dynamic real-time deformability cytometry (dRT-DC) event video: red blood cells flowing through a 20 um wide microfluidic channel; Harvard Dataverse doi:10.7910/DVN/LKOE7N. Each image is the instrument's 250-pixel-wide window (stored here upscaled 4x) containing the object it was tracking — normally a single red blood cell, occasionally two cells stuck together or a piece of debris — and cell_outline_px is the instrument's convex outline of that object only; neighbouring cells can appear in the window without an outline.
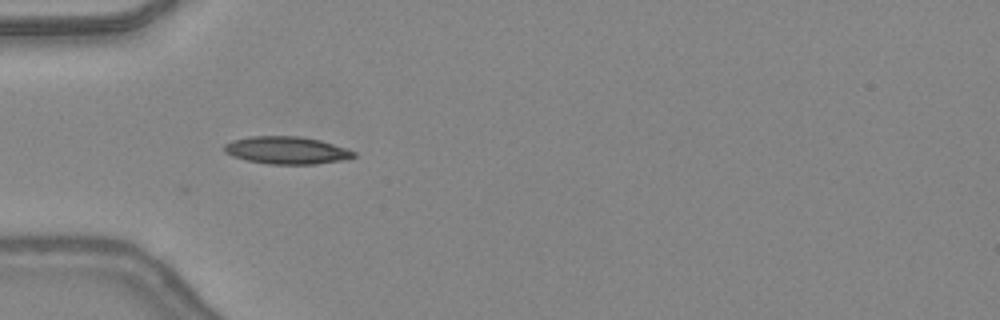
{"species": "common noctule bat (a hibernating species)", "species_latin": "Nyctalus noctula", "temperature_condition": "warm", "stored_images_in_passage": 25, "camera_frame_rate_fps": 3000, "um_per_image_px": 0.085, "animal": {"sex": "female", "body_mass_g": 24.6, "forearm_length_mm": 56.2}, "frame": {"image": 1, "passage_image": 1, "time_ms": 0.0, "image_size_px": [1000, 320], "cell_outline_px": [[356, 156], [340, 160], [312, 164], [268, 164], [248, 160], [232, 156], [224, 152], [224, 144], [232, 140], [248, 136], [300, 136], [320, 140], [356, 152]], "centroid_in_image_um": [24.31, 12.76], "position_along_channel_um": 60.7, "area_um2": 20.58}}
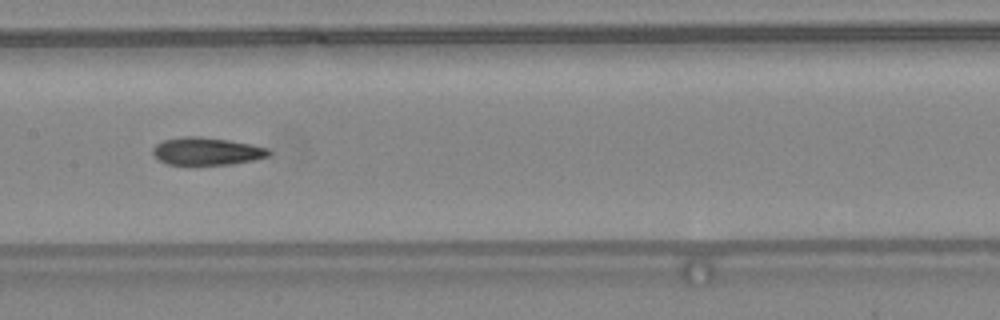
{"frame": {"image": 2, "passage_image": 10, "time_ms": 3.0, "image_size_px": [1000, 320], "cell_outline_px": [[272, 152], [268, 156], [252, 160], [232, 164], [168, 164], [160, 160], [152, 152], [152, 148], [156, 144], [164, 140], [184, 136], [200, 136], [228, 140], [252, 144], [268, 148]], "centroid_in_image_um": [17.59, 12.84], "position_along_channel_um": 189.8, "area_um2": 18.5}}
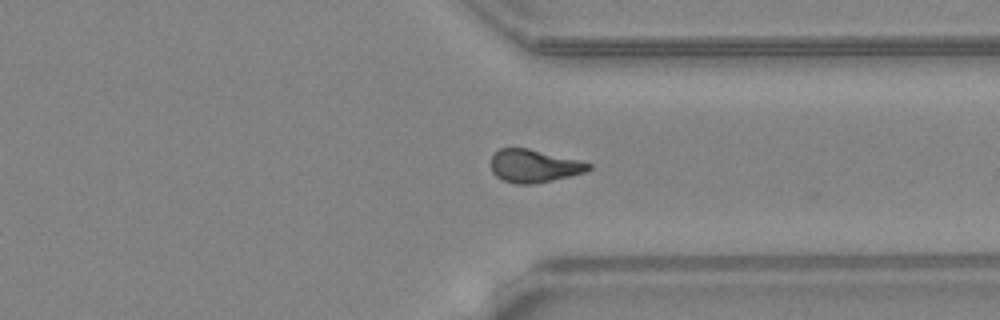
{"frame": {"image": 3, "passage_image": 22, "time_ms": 7.0, "image_size_px": [1000, 320], "cell_outline_px": [[592, 168], [584, 172], [536, 184], [512, 184], [496, 176], [492, 172], [492, 156], [500, 148], [528, 148], [592, 164]], "centroid_in_image_um": [45.36, 14.12], "position_along_channel_um": 366.0, "area_um2": 18.44}, "authors_computed_cell_mechanics": {"area_um2": 18.8428, "velocity_mm_per_s": 4.4238, "shape_relaxation_time_tau1_ms": 7.756, "shape_relaxation_time_tau2_ms": 3.5178, "deformation_change_tau1": 0.2301, "deformation_change_tau2": 0.1242}}